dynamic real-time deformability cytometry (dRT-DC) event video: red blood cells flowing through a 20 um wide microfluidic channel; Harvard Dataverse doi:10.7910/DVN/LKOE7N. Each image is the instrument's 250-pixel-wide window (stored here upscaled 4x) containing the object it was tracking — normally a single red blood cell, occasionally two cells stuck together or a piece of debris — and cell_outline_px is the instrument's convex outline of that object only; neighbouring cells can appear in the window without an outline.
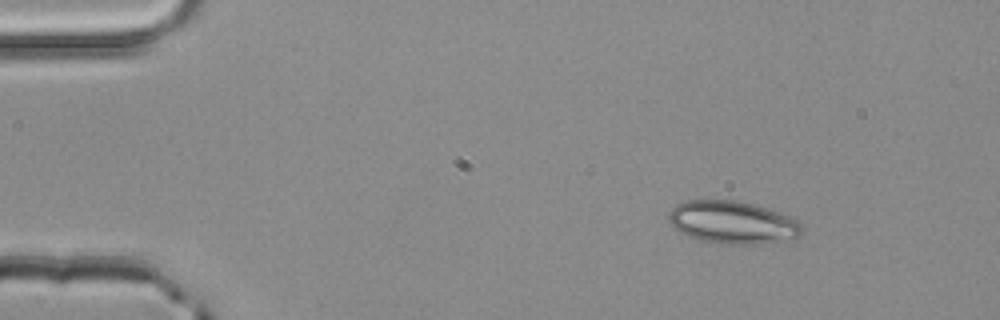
{"species": "common noctule bat (a hibernating species)", "species_latin": "Nyctalus noctula", "temperature_condition": "room temperature", "stored_images_in_passage": 3, "camera_frame_rate_fps": 3000, "um_per_image_px": 0.085, "animal": {"sex": "male", "body_mass_g": 20.4}, "frame": {"image": 1, "passage_image": 1, "time_ms": 0.0, "image_size_px": [1000, 320], "cell_outline_px": [[804, 232], [800, 236], [756, 244], [720, 244], [700, 240], [680, 232], [668, 220], [668, 212], [676, 204], [688, 200], [736, 200], [756, 204], [792, 216], [804, 224]], "centroid_in_image_um": [62.3, 18.88], "position_along_channel_um": 22.7, "area_um2": 33.41}}